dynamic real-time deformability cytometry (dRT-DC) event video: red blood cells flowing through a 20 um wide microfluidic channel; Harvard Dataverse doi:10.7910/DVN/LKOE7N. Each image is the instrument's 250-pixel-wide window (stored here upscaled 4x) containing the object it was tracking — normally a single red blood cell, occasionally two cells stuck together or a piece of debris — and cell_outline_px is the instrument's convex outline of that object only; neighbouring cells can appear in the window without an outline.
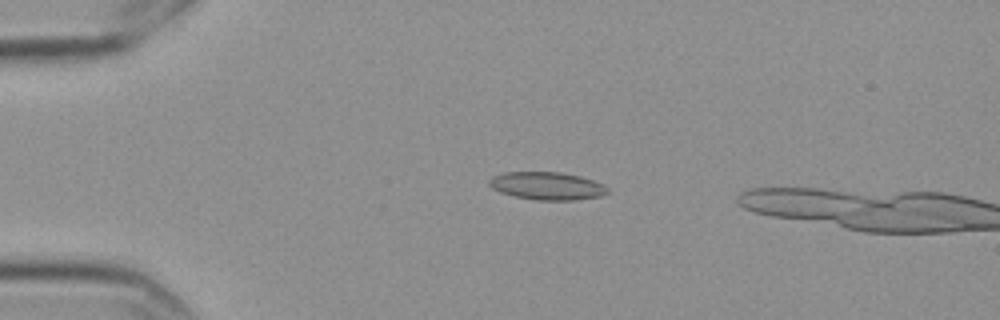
{"species": "Egyptian fruit bat (a non-hibernating species)", "species_latin": "Rousettus aegyptiacus", "temperature_condition": "cold", "stored_images_in_passage": 4, "camera_frame_rate_fps": 3000, "um_per_image_px": 0.085, "frame": {"image": 1, "passage_image": 3, "time_ms": 0.667, "image_size_px": [1000, 320], "cell_outline_px": [[608, 192], [600, 196], [576, 200], [536, 200], [516, 196], [500, 192], [492, 188], [488, 184], [488, 180], [492, 176], [504, 172], [560, 172], [580, 176], [604, 184], [608, 188]], "centroid_in_image_um": [46.49, 15.79], "position_along_channel_um": 38.5, "area_um2": 19.19}}